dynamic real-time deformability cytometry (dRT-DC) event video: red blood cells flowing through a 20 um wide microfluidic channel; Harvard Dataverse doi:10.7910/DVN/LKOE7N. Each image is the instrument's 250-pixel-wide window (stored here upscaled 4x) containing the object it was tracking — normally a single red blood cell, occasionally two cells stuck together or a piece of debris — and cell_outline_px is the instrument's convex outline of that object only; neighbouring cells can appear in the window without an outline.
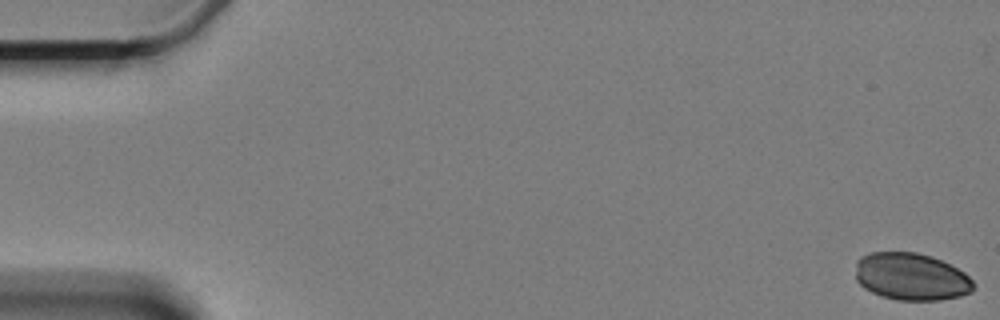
{"species": "Egyptian fruit bat (a non-hibernating species)", "species_latin": "Rousettus aegyptiacus", "temperature_condition": "cold", "stored_images_in_passage": 61, "camera_frame_rate_fps": 3000, "um_per_image_px": 0.085, "animal": {"sex": "female"}, "frame": {"image": 1, "passage_image": 1, "time_ms": 0.0, "image_size_px": [1000, 320], "cell_outline_px": [[972, 292], [960, 296], [940, 300], [896, 300], [880, 296], [864, 288], [856, 280], [856, 260], [860, 256], [868, 252], [916, 252], [932, 256], [964, 272], [972, 280]], "centroid_in_image_um": [77.41, 23.51], "position_along_channel_um": 7.6, "area_um2": 32.66}}
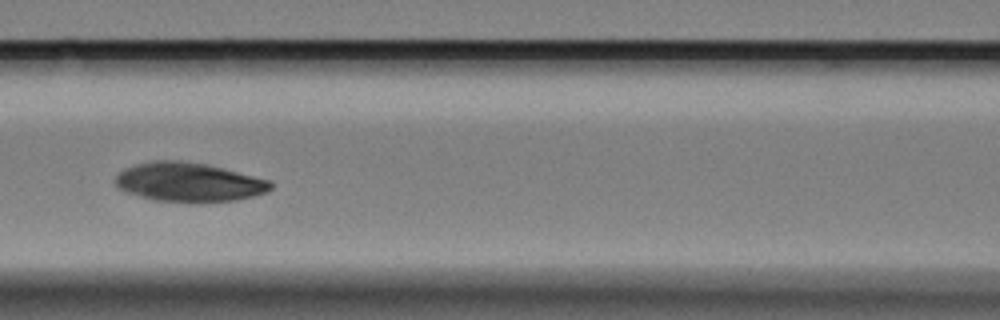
{"frame": {"image": 2, "passage_image": 27, "time_ms": 8.667, "image_size_px": [1000, 320], "cell_outline_px": [[272, 188], [268, 192], [236, 200], [156, 200], [124, 192], [116, 188], [116, 176], [124, 168], [136, 164], [152, 160], [180, 160], [208, 164], [272, 180]], "centroid_in_image_um": [16.05, 15.44], "position_along_channel_um": 150.6, "area_um2": 34.97}}
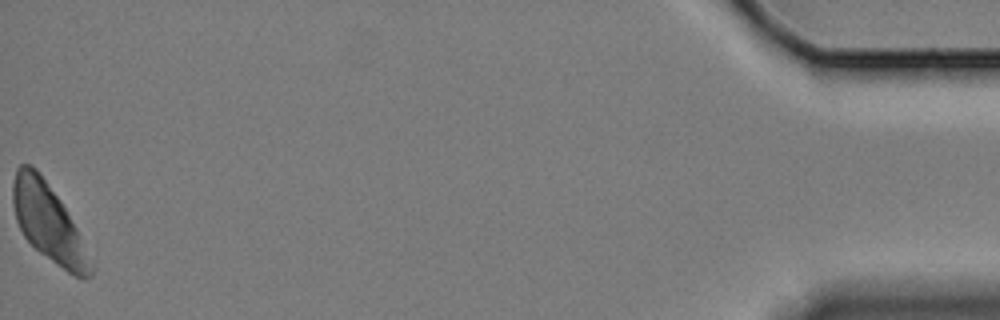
{"frame": {"image": 3, "passage_image": 61, "time_ms": 20.0, "image_size_px": [1000, 320], "cell_outline_px": [[92, 276], [84, 280], [72, 276], [40, 252], [24, 236], [16, 220], [12, 204], [12, 184], [16, 168], [20, 164], [32, 164], [40, 172], [60, 200], [76, 228], [92, 264]], "centroid_in_image_um": [4.08, 18.91], "position_along_channel_um": 431.1, "area_um2": 34.85}}